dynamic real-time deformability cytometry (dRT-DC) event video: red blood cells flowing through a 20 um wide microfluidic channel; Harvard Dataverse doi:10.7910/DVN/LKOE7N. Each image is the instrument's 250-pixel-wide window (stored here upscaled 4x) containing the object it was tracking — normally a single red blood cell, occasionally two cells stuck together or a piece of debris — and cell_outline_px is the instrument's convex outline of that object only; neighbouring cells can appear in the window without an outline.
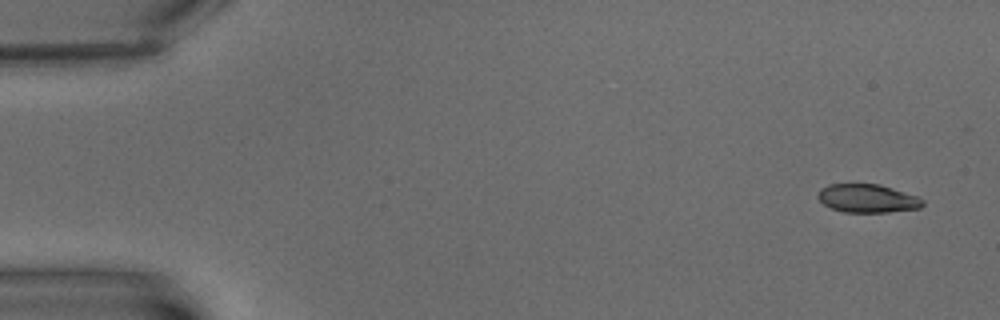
{"species": "common noctule bat (a hibernating species)", "species_latin": "Nyctalus noctula", "temperature_condition": "warm", "stored_images_in_passage": 6, "segment_of_instrument_passage": [1, 2], "camera_frame_rate_fps": 3000, "um_per_image_px": 0.085, "animal": {"sex": "male", "body_mass_g": 15.6}, "frame": {"image": 1, "passage_image": 1, "time_ms": 0.0, "image_size_px": [1000, 320], "cell_outline_px": [[924, 204], [920, 208], [888, 212], [844, 212], [832, 208], [824, 204], [816, 196], [820, 188], [828, 184], [880, 184], [916, 196], [924, 200]], "centroid_in_image_um": [73.72, 16.86], "position_along_channel_um": 11.3, "area_um2": 17.28}}